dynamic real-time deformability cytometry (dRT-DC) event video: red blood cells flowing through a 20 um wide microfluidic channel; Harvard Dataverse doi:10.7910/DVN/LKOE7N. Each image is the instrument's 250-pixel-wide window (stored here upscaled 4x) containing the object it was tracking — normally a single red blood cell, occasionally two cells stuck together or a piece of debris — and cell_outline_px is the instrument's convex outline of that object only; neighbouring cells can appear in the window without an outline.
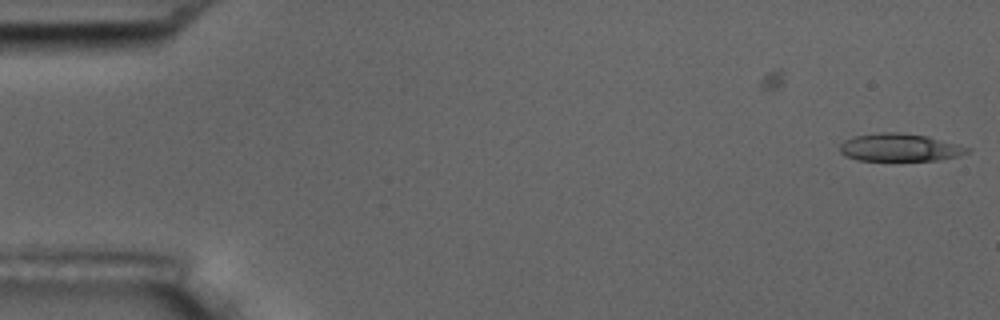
{"species": "common noctule bat (a hibernating species)", "species_latin": "Nyctalus noctula", "temperature_condition": "room temperature", "stored_images_in_passage": 2, "camera_frame_rate_fps": 3000, "um_per_image_px": 0.085, "animal": {"sex": "male", "body_mass_g": 17.5, "forearm_length_mm": 52.3}, "frame": {"image": 1, "passage_image": 2, "time_ms": 1.0, "image_size_px": [1000, 320], "cell_outline_px": [[972, 148], [968, 152], [960, 156], [940, 160], [856, 160], [844, 156], [840, 152], [840, 144], [844, 140], [852, 136], [880, 132], [896, 132], [928, 136]], "centroid_in_image_um": [76.46, 12.53], "position_along_channel_um": 8.5, "area_um2": 20.75}}